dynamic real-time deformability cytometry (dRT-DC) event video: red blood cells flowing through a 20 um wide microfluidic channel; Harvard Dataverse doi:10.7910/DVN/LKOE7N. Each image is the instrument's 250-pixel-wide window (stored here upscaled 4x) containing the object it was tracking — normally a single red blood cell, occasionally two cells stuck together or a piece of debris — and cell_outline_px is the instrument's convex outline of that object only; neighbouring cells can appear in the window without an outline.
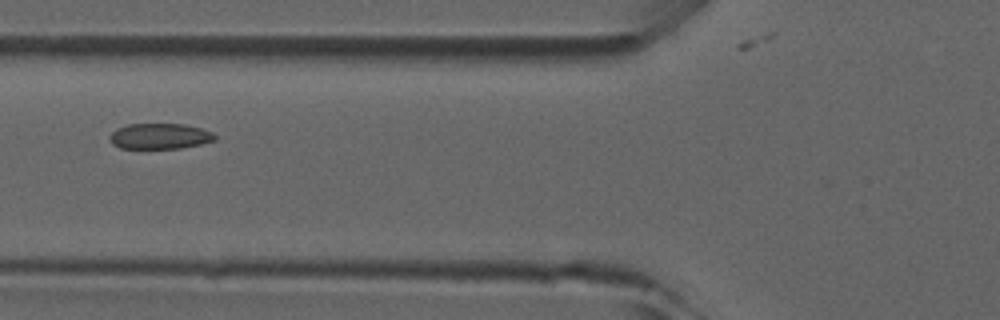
{"species": "common noctule bat (a hibernating species)", "species_latin": "Nyctalus noctula", "temperature_condition": "room temperature", "stored_images_in_passage": 35, "camera_frame_rate_fps": 3000, "um_per_image_px": 0.085, "animal": {"sex": "male", "forearm_length_mm": 52.5}, "frame": {"image": 1, "passage_image": 14, "time_ms": 4.333, "image_size_px": [1000, 320], "cell_outline_px": [[216, 140], [200, 144], [180, 148], [120, 148], [112, 144], [108, 136], [116, 128], [128, 124], [184, 124], [204, 128], [212, 132], [216, 136]], "centroid_in_image_um": [13.58, 11.57], "position_along_channel_um": 112.2, "area_um2": 15.84}}
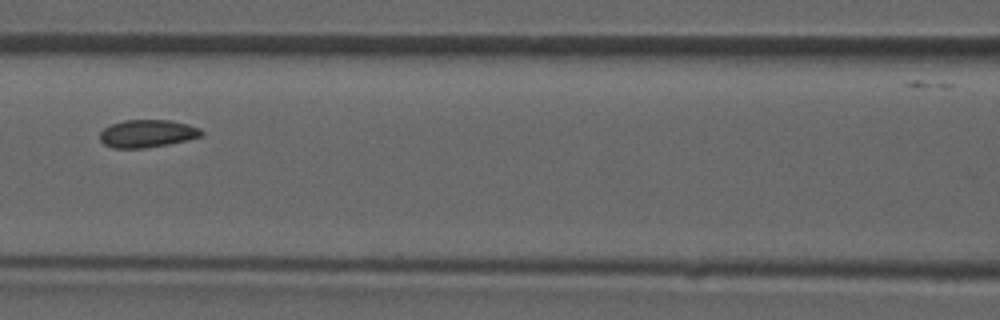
{"frame": {"image": 2, "passage_image": 17, "time_ms": 5.333, "image_size_px": [1000, 320], "cell_outline_px": [[204, 136], [188, 140], [168, 144], [144, 148], [112, 148], [104, 144], [100, 140], [100, 132], [104, 128], [112, 124], [124, 120], [172, 120], [188, 124], [200, 128], [204, 132]], "centroid_in_image_um": [12.55, 11.35], "position_along_channel_um": 154.0, "area_um2": 16.53}}